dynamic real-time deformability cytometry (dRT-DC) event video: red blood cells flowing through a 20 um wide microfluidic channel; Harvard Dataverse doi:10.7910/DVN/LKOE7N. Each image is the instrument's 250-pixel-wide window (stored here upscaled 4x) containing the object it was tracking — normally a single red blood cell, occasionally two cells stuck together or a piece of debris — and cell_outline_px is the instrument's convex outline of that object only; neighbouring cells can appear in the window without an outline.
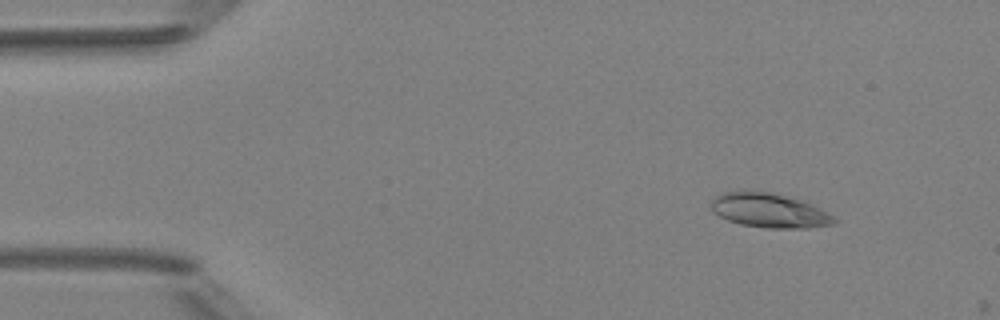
{"species": "Egyptian fruit bat (a non-hibernating species)", "species_latin": "Rousettus aegyptiacus", "temperature_condition": "room temperature", "stored_images_in_passage": 2, "camera_frame_rate_fps": 3000, "um_per_image_px": 0.085, "animal": {"sex": "female"}, "frame": {"image": 1, "passage_image": 1, "time_ms": 0.0, "image_size_px": [1000, 320], "cell_outline_px": [[840, 220], [836, 224], [808, 228], [764, 228], [740, 224], [728, 220], [712, 212], [712, 200], [716, 196], [724, 192], [768, 192], [804, 200], [836, 216]], "centroid_in_image_um": [65.48, 17.92], "position_along_channel_um": 19.5, "area_um2": 24.68}}